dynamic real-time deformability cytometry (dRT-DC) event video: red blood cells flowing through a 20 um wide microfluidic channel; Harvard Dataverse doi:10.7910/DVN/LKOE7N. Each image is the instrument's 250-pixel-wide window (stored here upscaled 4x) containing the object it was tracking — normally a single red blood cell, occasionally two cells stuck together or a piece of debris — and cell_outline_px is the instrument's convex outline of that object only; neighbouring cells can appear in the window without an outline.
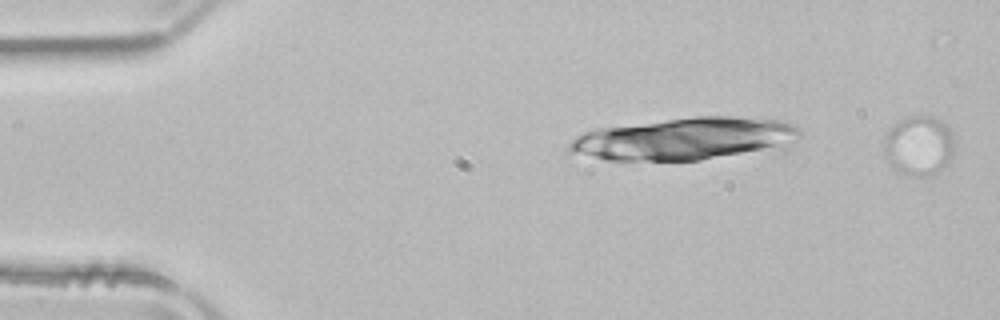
{"species": "common noctule bat (a hibernating species)", "species_latin": "Nyctalus noctula", "temperature_condition": "room temperature", "stored_images_in_passage": 8, "camera_frame_rate_fps": 3000, "um_per_image_px": 0.085, "animal": {"sex": "male", "body_mass_g": 21.5, "forearm_length_mm": 52.0}, "frame": {"image": 1, "passage_image": 1, "time_ms": 0.0, "image_size_px": [1000, 320], "cell_outline_px": [[952, 156], [948, 164], [940, 172], [932, 176], [912, 176], [900, 172], [884, 156], [884, 136], [900, 120], [912, 116], [932, 116], [940, 120], [952, 132]], "centroid_in_image_um": [78.12, 12.41], "position_along_channel_um": 6.9, "area_um2": 24.33}}